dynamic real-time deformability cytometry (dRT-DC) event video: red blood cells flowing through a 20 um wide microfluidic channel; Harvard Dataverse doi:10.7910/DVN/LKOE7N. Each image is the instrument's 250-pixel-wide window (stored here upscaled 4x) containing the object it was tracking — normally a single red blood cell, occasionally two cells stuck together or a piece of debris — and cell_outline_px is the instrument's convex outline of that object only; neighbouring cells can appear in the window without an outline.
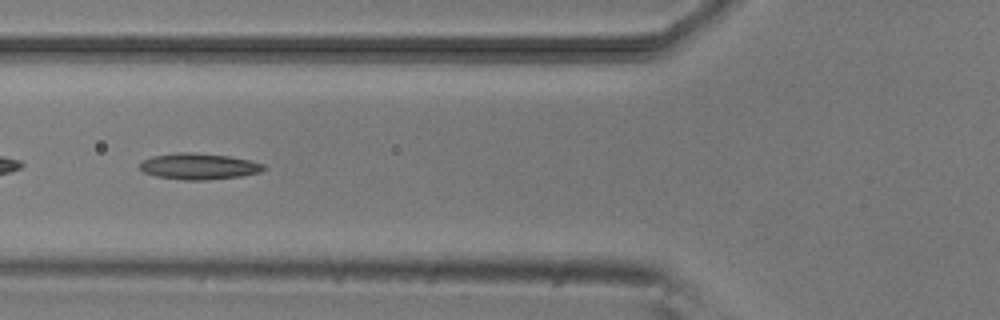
{"species": "common noctule bat (a hibernating species)", "species_latin": "Nyctalus noctula", "temperature_condition": "room temperature", "stored_images_in_passage": 6, "camera_frame_rate_fps": 3000, "um_per_image_px": 0.085, "animal": {"sex": "male", "body_mass_g": 20.5, "forearm_length_mm": 52.5}, "frame": {"image": 1, "passage_image": 6, "time_ms": 5.667, "image_size_px": [1000, 320], "cell_outline_px": [[264, 168], [260, 172], [240, 176], [208, 180], [184, 180], [156, 176], [144, 172], [140, 168], [140, 164], [144, 160], [152, 156], [176, 152], [192, 152], [228, 156], [252, 160], [264, 164]], "centroid_in_image_um": [16.9, 14.13], "position_along_channel_um": 108.9, "area_um2": 18.84}}